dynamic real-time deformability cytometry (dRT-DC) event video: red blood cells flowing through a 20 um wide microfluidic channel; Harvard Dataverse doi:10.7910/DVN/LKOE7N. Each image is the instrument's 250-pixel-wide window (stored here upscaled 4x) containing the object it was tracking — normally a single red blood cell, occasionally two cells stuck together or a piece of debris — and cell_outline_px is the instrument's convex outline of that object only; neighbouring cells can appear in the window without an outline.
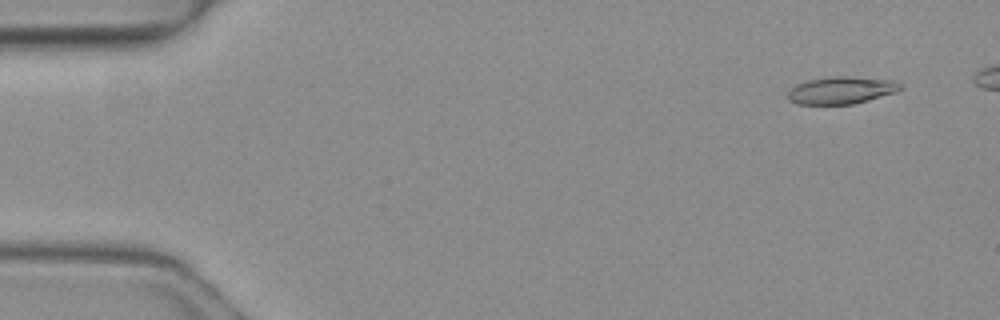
{"species": "common noctule bat (a hibernating species)", "species_latin": "Nyctalus noctula", "temperature_condition": "warm", "stored_images_in_passage": 2, "camera_frame_rate_fps": 3000, "um_per_image_px": 0.085, "animal": {"sex": "female", "body_mass_g": 19.3, "forearm_length_mm": 54.1}, "frame": {"image": 1, "passage_image": 1, "time_ms": 0.0, "image_size_px": [1000, 320], "cell_outline_px": [[904, 88], [896, 92], [868, 100], [852, 104], [796, 104], [788, 100], [788, 92], [796, 84], [808, 80], [832, 76], [848, 76], [896, 80], [904, 84]], "centroid_in_image_um": [71.56, 7.66], "position_along_channel_um": 13.4, "area_um2": 18.09}}